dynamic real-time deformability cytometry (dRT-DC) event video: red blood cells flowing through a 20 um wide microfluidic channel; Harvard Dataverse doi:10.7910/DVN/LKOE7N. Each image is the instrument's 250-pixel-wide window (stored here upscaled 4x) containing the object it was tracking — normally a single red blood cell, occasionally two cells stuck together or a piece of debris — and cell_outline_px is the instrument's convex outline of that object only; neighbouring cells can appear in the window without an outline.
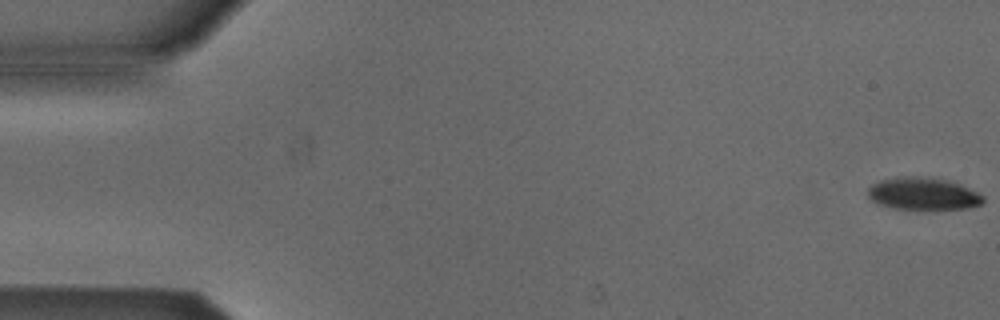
{"species": "Egyptian fruit bat (a non-hibernating species)", "species_latin": "Rousettus aegyptiacus", "temperature_condition": "cold", "stored_images_in_passage": 5, "camera_frame_rate_fps": 3000, "um_per_image_px": 0.085, "animal": {"sex": "male"}, "frame": {"image": 1, "passage_image": 1, "time_ms": 0.0, "image_size_px": [1000, 320], "cell_outline_px": [[984, 200], [980, 204], [968, 208], [892, 208], [880, 204], [872, 200], [868, 196], [868, 188], [872, 184], [880, 180], [896, 176], [916, 176], [948, 180], [960, 184], [984, 196]], "centroid_in_image_um": [78.43, 16.44], "position_along_channel_um": 6.6, "area_um2": 21.39}}